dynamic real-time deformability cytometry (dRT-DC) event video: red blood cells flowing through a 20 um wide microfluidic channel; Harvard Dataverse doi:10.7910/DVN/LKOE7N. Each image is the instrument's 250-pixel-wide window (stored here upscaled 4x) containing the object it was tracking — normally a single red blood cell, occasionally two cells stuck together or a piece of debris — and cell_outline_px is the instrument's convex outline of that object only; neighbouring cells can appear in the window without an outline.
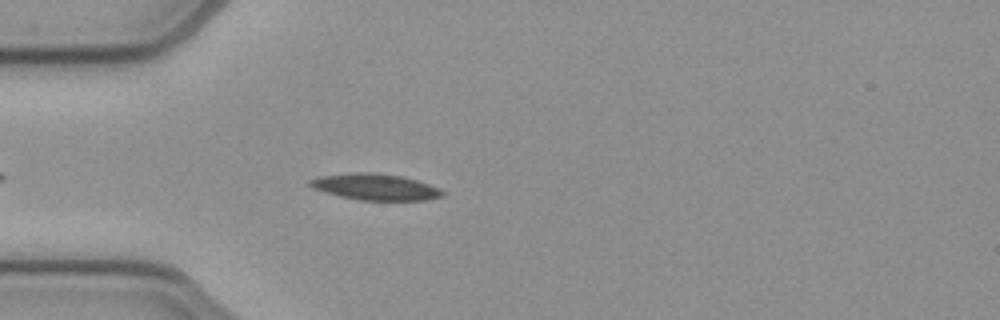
{"species": "common noctule bat (a hibernating species)", "species_latin": "Nyctalus noctula", "temperature_condition": "cold", "stored_images_in_passage": 23, "camera_frame_rate_fps": 3000, "um_per_image_px": 0.085, "animal": {"sex": "female", "body_mass_g": 21.9}, "frame": {"image": 1, "passage_image": 6, "time_ms": 1.667, "image_size_px": [1000, 320], "cell_outline_px": [[444, 196], [428, 200], [356, 200], [324, 192], [312, 188], [308, 184], [308, 180], [320, 176], [356, 172], [372, 172], [404, 176], [440, 188], [444, 192]], "centroid_in_image_um": [31.9, 15.89], "position_along_channel_um": 53.1, "area_um2": 20.46}}
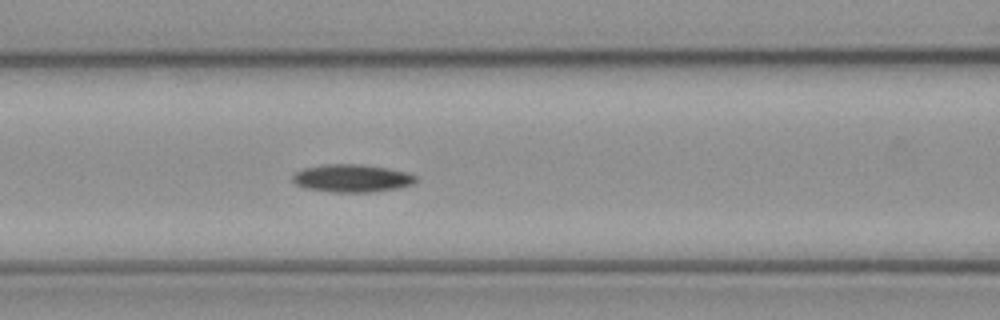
{"frame": {"image": 2, "passage_image": 13, "time_ms": 4.0, "image_size_px": [1000, 320], "cell_outline_px": [[420, 180], [412, 184], [396, 188], [372, 192], [332, 192], [304, 188], [296, 184], [292, 180], [292, 176], [296, 172], [304, 168], [324, 164], [360, 164], [388, 168], [404, 172], [416, 176]], "centroid_in_image_um": [29.9, 15.15], "position_along_channel_um": 136.7, "area_um2": 19.94}}
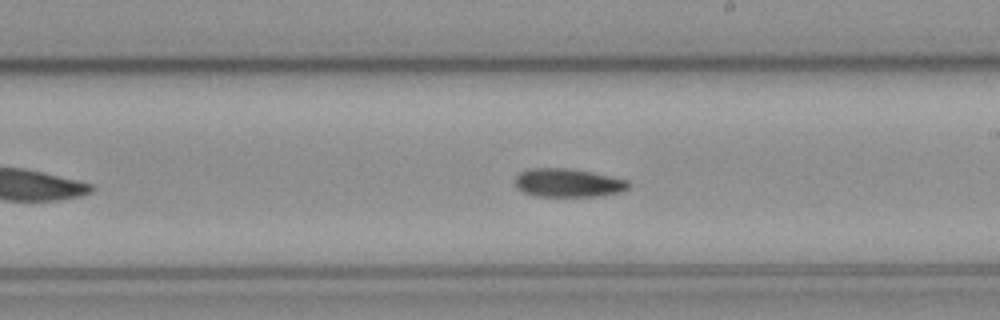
{"frame": {"image": 3, "passage_image": 21, "time_ms": 6.667, "image_size_px": [1000, 320], "cell_outline_px": [[632, 184], [628, 188], [620, 192], [596, 196], [536, 196], [524, 192], [516, 188], [512, 180], [520, 172], [532, 168], [568, 168], [592, 172], [612, 176], [628, 180]], "centroid_in_image_um": [48.27, 15.53], "position_along_channel_um": 240.7, "area_um2": 19.02}}